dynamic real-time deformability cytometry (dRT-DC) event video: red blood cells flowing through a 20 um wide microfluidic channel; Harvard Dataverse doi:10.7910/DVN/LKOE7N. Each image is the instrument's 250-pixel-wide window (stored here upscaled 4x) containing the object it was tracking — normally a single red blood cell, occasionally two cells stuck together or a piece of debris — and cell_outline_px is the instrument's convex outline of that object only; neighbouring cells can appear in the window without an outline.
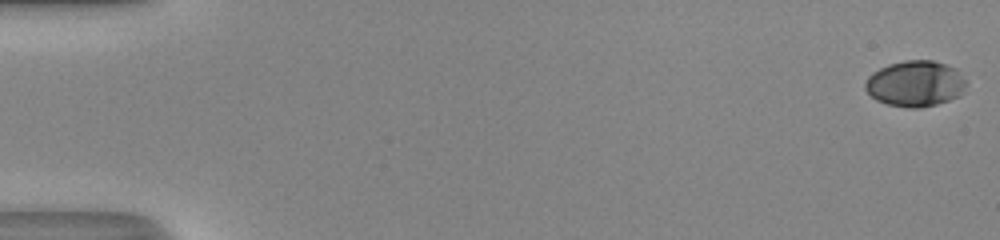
{"species": "human", "species_latin": "Homo sapiens", "temperature_condition": "room temperature", "stored_images_in_passage": 52, "camera_frame_rate_fps": 3000, "um_per_image_px": 0.085, "donor": {"sex": "male"}, "frame": {"image": 1, "passage_image": 1, "time_ms": 0.0, "image_size_px": [1000, 240], "cell_outline_px": [[964, 84], [960, 96], [936, 104], [916, 108], [908, 108], [888, 104], [876, 100], [864, 88], [864, 84], [868, 76], [872, 72], [888, 64], [904, 60], [932, 60], [956, 68], [964, 80]], "centroid_in_image_um": [77.75, 7.1], "position_along_channel_um": 7.2, "area_um2": 26.82}}
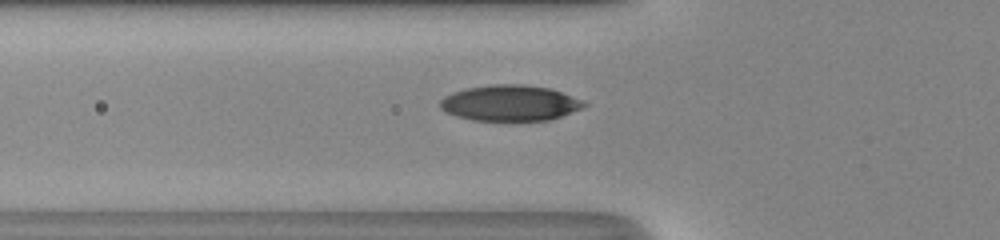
{"frame": {"image": 2, "passage_image": 20, "time_ms": 6.333, "image_size_px": [1000, 240], "cell_outline_px": [[588, 104], [584, 108], [548, 120], [472, 120], [456, 116], [440, 108], [440, 100], [444, 96], [452, 92], [464, 88], [488, 84], [520, 84], [552, 88], [584, 100]], "centroid_in_image_um": [43.36, 8.74], "position_along_channel_um": 82.4, "area_um2": 30.23}}
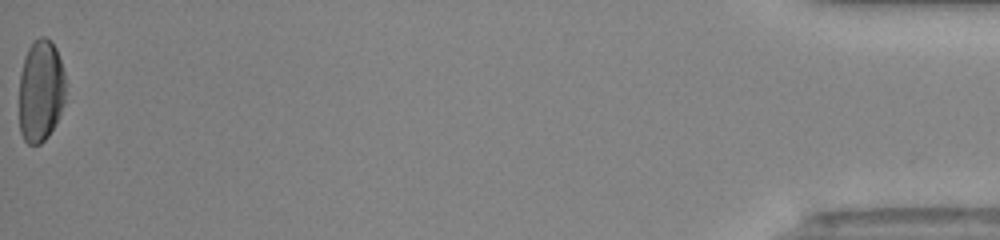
{"frame": {"image": 3, "passage_image": 52, "time_ms": 17.0, "image_size_px": [1000, 240], "cell_outline_px": [[64, 104], [56, 124], [48, 136], [40, 144], [28, 144], [24, 140], [20, 132], [20, 72], [24, 56], [28, 48], [40, 36], [44, 36], [52, 40], [56, 48], [64, 72]], "centroid_in_image_um": [3.46, 7.72], "position_along_channel_um": 431.7, "area_um2": 27.74}, "authors_computed_cell_mechanics": {"area_um2": 28.2642, "velocity_mm_per_s": 4.2017, "shape_relaxation_time_tau1_ms": 5.0994, "shape_relaxation_time_tau2_ms": 0.8521, "deformation_change_tau1": 0.2066, "deformation_change_tau2": 0.0463}}